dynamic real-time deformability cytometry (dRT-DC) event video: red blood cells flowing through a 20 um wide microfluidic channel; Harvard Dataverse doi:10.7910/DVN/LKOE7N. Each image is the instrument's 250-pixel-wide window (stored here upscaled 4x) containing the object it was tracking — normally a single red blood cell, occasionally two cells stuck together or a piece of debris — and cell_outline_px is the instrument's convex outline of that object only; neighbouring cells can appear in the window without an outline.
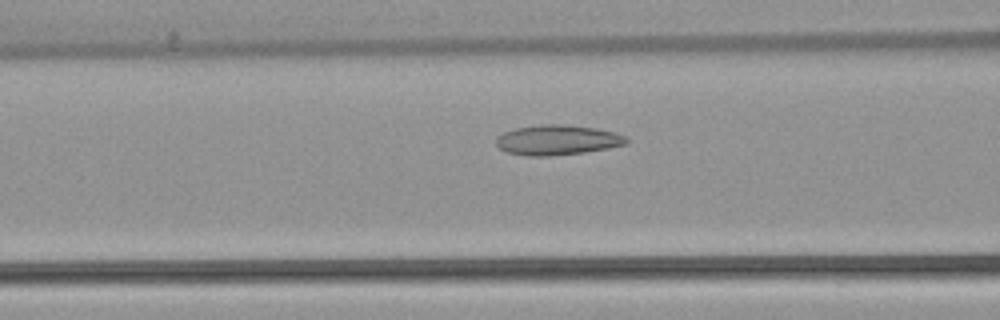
{"species": "common noctule bat (a hibernating species)", "species_latin": "Nyctalus noctula", "temperature_condition": "warm", "stored_images_in_passage": 52, "camera_frame_rate_fps": 3000, "um_per_image_px": 0.085, "animal": {"sex": "female", "body_mass_g": 22.7, "forearm_length_mm": 54.2}, "frame": {"image": 1, "passage_image": 20, "time_ms": 6.333, "image_size_px": [1000, 320], "cell_outline_px": [[628, 140], [624, 144], [608, 148], [584, 152], [548, 156], [528, 156], [508, 152], [500, 148], [496, 144], [496, 136], [504, 132], [516, 128], [540, 124], [564, 124], [596, 128], [616, 132], [628, 136]], "centroid_in_image_um": [47.38, 11.89], "position_along_channel_um": 119.2, "area_um2": 22.83}}
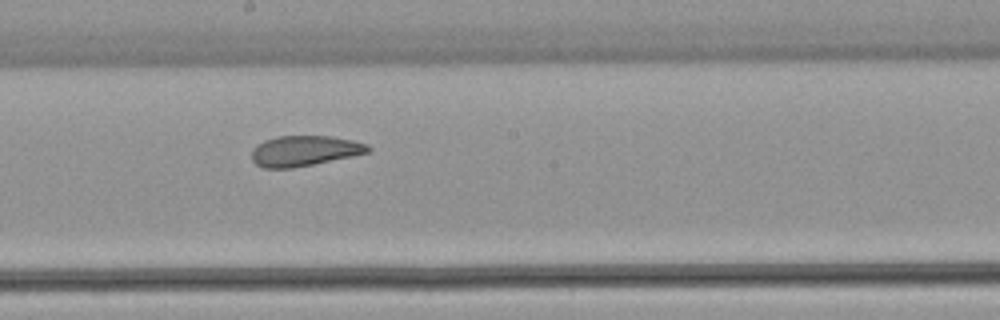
{"frame": {"image": 2, "passage_image": 28, "time_ms": 9.0, "image_size_px": [1000, 320], "cell_outline_px": [[372, 148], [368, 152], [352, 156], [292, 168], [264, 168], [256, 164], [252, 160], [252, 148], [256, 144], [264, 140], [276, 136], [332, 136], [352, 140], [368, 144]], "centroid_in_image_um": [25.85, 12.81], "position_along_channel_um": 222.3, "area_um2": 20.63}}
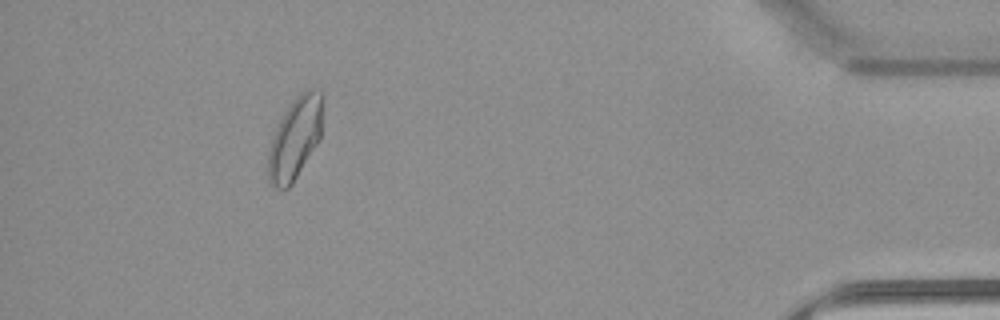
{"frame": {"image": 3, "passage_image": 47, "time_ms": 15.333, "image_size_px": [1000, 320], "cell_outline_px": [[324, 96], [320, 140], [292, 184], [288, 188], [276, 188], [268, 184], [268, 152], [276, 128], [284, 112], [296, 96], [300, 92], [308, 88], [320, 88]], "centroid_in_image_um": [25.11, 11.71], "position_along_channel_um": 410.1, "area_um2": 26.36}, "authors_computed_cell_mechanics": {"area_um2": 23.8714, "velocity_mm_per_s": 3.87, "shape_relaxation_time_tau1_ms": null, "shape_relaxation_time_tau2_ms": 2.3379, "deformation_change_tau1": null, "deformation_change_tau2": 0.0941}}